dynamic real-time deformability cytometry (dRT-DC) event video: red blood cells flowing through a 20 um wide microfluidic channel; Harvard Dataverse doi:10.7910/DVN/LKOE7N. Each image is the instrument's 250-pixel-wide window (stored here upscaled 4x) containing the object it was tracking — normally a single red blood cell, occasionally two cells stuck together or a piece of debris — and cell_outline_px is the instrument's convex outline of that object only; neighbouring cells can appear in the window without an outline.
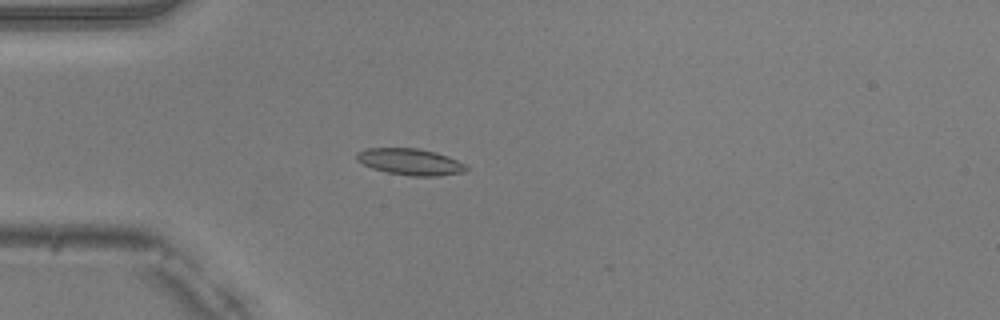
{"species": "common noctule bat (a hibernating species)", "species_latin": "Nyctalus noctula", "temperature_condition": "warm", "stored_images_in_passage": 18, "camera_frame_rate_fps": 3000, "um_per_image_px": 0.085, "animal": {"sex": "male", "body_mass_g": 20.5, "forearm_length_mm": 52.5}, "frame": {"image": 1, "passage_image": 15, "time_ms": 4.667, "image_size_px": [1000, 320], "cell_outline_px": [[468, 168], [464, 172], [440, 176], [412, 176], [388, 172], [372, 168], [356, 160], [356, 152], [368, 148], [420, 148], [436, 152], [448, 156], [464, 164]], "centroid_in_image_um": [34.87, 13.75], "position_along_channel_um": 50.1, "area_um2": 16.88}}